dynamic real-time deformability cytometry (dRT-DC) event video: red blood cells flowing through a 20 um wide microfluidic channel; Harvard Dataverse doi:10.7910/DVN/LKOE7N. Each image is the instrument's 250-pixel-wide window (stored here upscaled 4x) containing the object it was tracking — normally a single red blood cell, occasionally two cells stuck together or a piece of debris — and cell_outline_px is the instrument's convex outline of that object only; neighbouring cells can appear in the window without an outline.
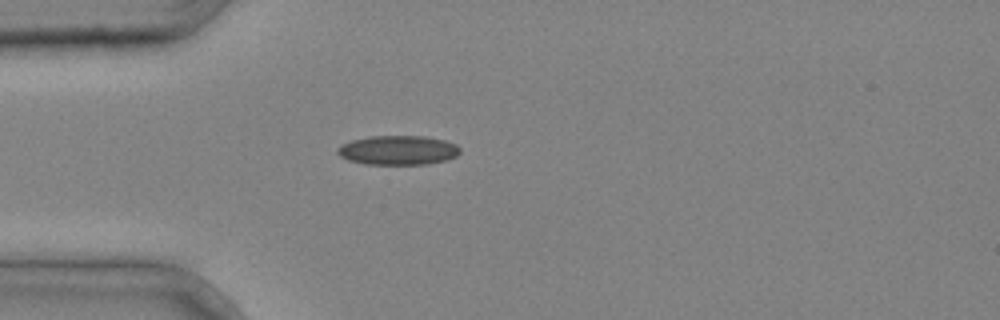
{"species": "common noctule bat (a hibernating species)", "species_latin": "Nyctalus noctula", "temperature_condition": "cold", "stored_images_in_passage": 29, "camera_frame_rate_fps": 3000, "um_per_image_px": 0.085, "animal": {"sex": "male", "body_mass_g": 20.4}, "frame": {"image": 1, "passage_image": 1, "time_ms": 0.0, "image_size_px": [1000, 320], "cell_outline_px": [[460, 152], [456, 156], [448, 160], [428, 164], [364, 164], [348, 160], [340, 156], [336, 152], [336, 148], [340, 144], [352, 140], [368, 136], [424, 136], [444, 140], [456, 144], [460, 148]], "centroid_in_image_um": [33.81, 12.77], "position_along_channel_um": 51.2, "area_um2": 21.15}}
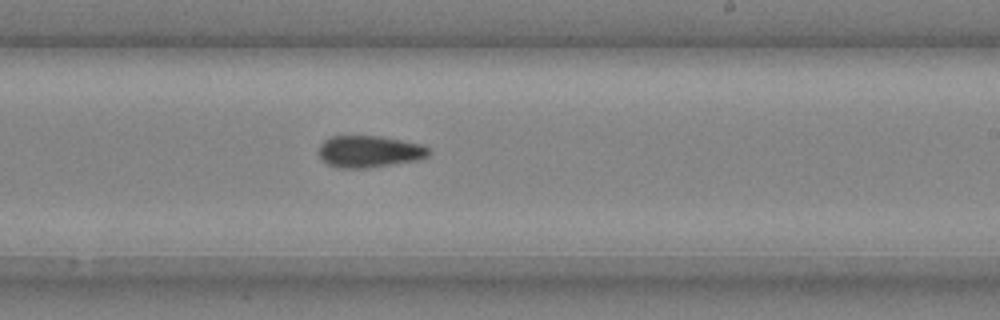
{"frame": {"image": 2, "passage_image": 15, "time_ms": 4.667, "image_size_px": [1000, 320], "cell_outline_px": [[428, 156], [420, 160], [364, 168], [340, 168], [328, 164], [320, 156], [320, 144], [324, 140], [332, 136], [380, 136], [420, 144], [428, 148]], "centroid_in_image_um": [31.39, 12.88], "position_along_channel_um": 257.6, "area_um2": 20.11}}
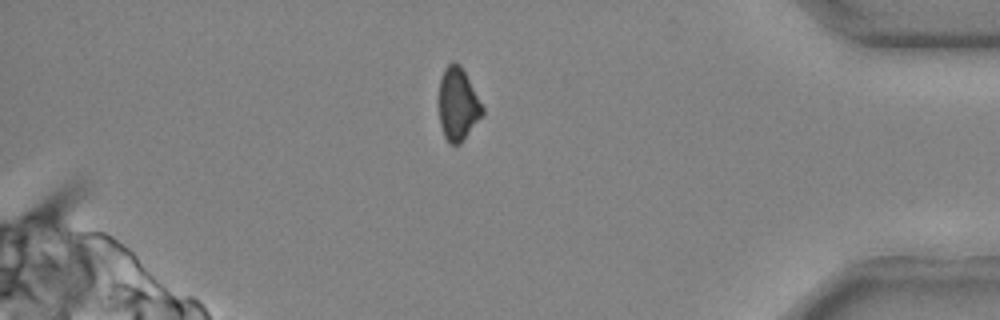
{"frame": {"image": 3, "passage_image": 26, "time_ms": 8.333, "image_size_px": [1000, 320], "cell_outline_px": [[484, 112], [460, 144], [452, 144], [444, 136], [440, 124], [440, 80], [444, 68], [448, 64], [460, 64], [484, 108]], "centroid_in_image_um": [38.92, 8.87], "position_along_channel_um": 396.3, "area_um2": 17.86}}